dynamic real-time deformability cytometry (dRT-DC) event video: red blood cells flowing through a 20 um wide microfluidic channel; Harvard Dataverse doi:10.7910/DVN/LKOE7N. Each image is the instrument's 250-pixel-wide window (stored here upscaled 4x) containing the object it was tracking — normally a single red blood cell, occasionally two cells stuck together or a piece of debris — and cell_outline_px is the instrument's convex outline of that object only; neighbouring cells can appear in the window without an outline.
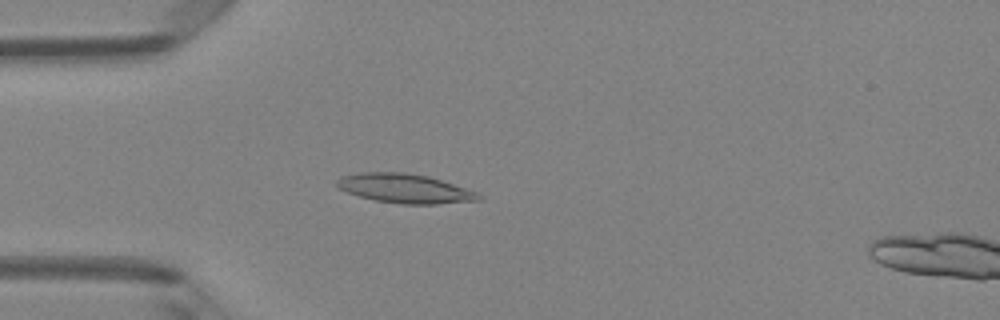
{"species": "Egyptian fruit bat (a non-hibernating species)", "species_latin": "Rousettus aegyptiacus", "temperature_condition": "room temperature", "stored_images_in_passage": 4, "camera_frame_rate_fps": 3000, "um_per_image_px": 0.085, "animal": {"sex": "female"}, "frame": {"image": 1, "passage_image": 4, "time_ms": 1.0, "image_size_px": [1000, 320], "cell_outline_px": [[480, 200], [436, 204], [404, 204], [376, 200], [360, 196], [348, 192], [340, 188], [336, 184], [336, 180], [340, 176], [360, 172], [404, 172], [428, 176], [476, 192], [480, 196]], "centroid_in_image_um": [34.37, 16.01], "position_along_channel_um": 50.6, "area_um2": 23.76}}